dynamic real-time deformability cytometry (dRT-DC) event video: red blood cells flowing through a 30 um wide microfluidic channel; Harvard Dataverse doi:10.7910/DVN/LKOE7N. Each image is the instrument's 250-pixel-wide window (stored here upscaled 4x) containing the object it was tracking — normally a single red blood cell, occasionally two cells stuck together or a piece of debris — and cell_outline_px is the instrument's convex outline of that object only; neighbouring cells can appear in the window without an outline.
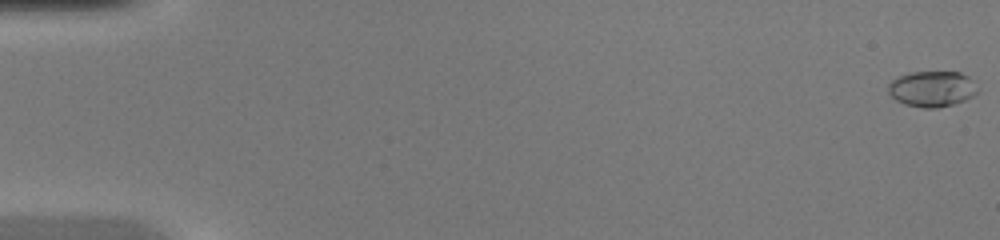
{"species": "common noctule bat (a hibernating species)", "species_latin": "Nyctalus noctula", "temperature_condition": "warm", "stored_images_in_passage": 47, "camera_frame_rate_fps": 3000, "um_per_image_px": 0.085, "animal": {"sex": "female", "body_mass_g": 20.0, "forearm_length_mm": 54.0}, "frame": {"image": 1, "passage_image": 1, "time_ms": 0.0, "image_size_px": [1000, 240], "cell_outline_px": [[980, 92], [964, 100], [952, 104], [936, 108], [924, 108], [904, 104], [896, 100], [888, 92], [888, 84], [892, 80], [900, 76], [912, 72], [960, 72], [968, 76]], "centroid_in_image_um": [79.22, 7.55], "position_along_channel_um": 5.8, "area_um2": 18.5}}
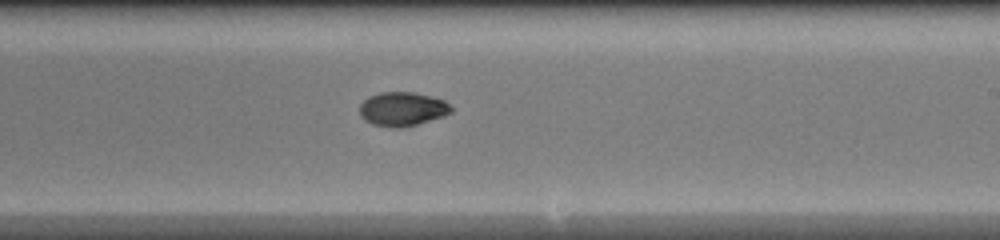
{"frame": {"image": 2, "passage_image": 29, "time_ms": 9.333, "image_size_px": [1000, 240], "cell_outline_px": [[452, 112], [444, 116], [416, 124], [400, 128], [396, 128], [372, 124], [364, 120], [360, 116], [360, 104], [368, 96], [380, 92], [412, 92], [444, 100], [452, 108]], "centroid_in_image_um": [34.17, 9.27], "position_along_channel_um": 254.8, "area_um2": 18.03}}
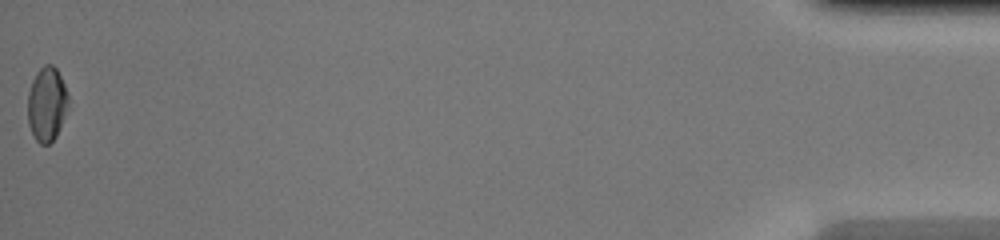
{"frame": {"image": 3, "passage_image": 47, "time_ms": 15.333, "image_size_px": [1000, 240], "cell_outline_px": [[68, 100], [56, 136], [48, 144], [40, 144], [36, 140], [28, 124], [28, 92], [32, 80], [36, 72], [44, 64], [52, 64], [56, 68], [64, 84], [68, 96]], "centroid_in_image_um": [3.94, 8.81], "position_along_channel_um": 431.3, "area_um2": 17.17}}